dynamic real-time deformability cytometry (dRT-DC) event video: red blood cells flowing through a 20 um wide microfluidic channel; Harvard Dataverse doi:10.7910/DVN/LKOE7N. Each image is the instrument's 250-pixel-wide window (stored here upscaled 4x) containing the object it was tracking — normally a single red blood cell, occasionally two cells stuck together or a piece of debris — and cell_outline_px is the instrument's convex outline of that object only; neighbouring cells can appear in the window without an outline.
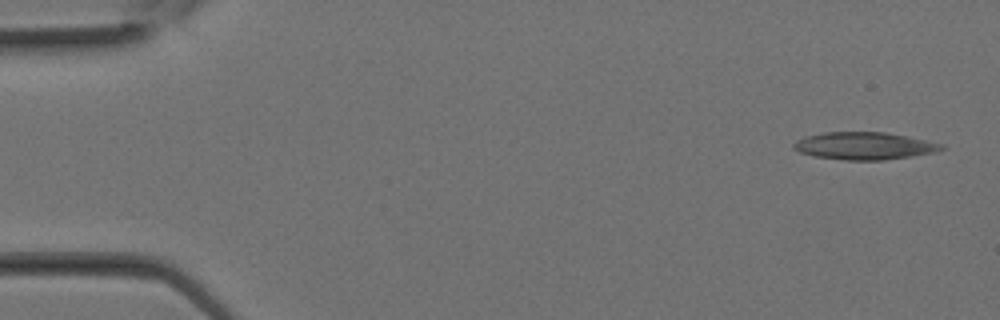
{"species": "Egyptian fruit bat (a non-hibernating species)", "species_latin": "Rousettus aegyptiacus", "temperature_condition": "room temperature", "stored_images_in_passage": 16, "camera_frame_rate_fps": 3000, "um_per_image_px": 0.085, "animal": {"sex": "female"}, "frame": {"image": 1, "passage_image": 1, "time_ms": 0.0, "image_size_px": [1000, 320], "cell_outline_px": [[944, 148], [936, 152], [912, 156], [884, 160], [844, 160], [812, 156], [800, 152], [792, 148], [792, 144], [796, 140], [804, 136], [824, 132], [884, 132], [944, 144]], "centroid_in_image_um": [73.41, 12.4], "position_along_channel_um": 11.6, "area_um2": 23.64}}
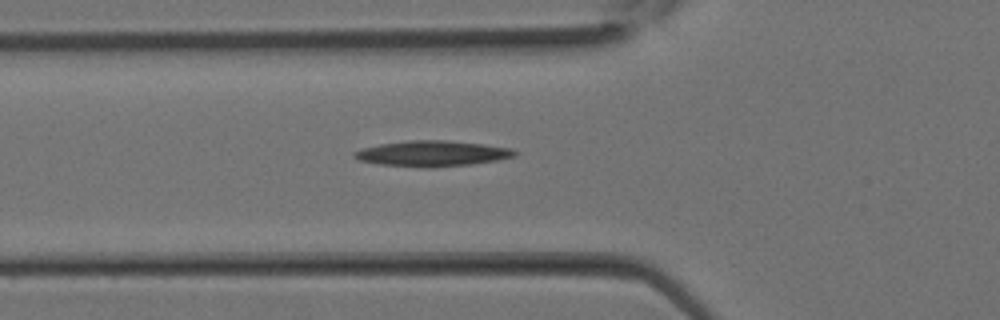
{"frame": {"image": 2, "passage_image": 10, "time_ms": 3.0, "image_size_px": [1000, 320], "cell_outline_px": [[520, 152], [516, 156], [496, 160], [472, 164], [428, 168], [424, 168], [380, 164], [356, 160], [352, 156], [352, 152], [360, 148], [380, 144], [412, 140], [448, 140], [512, 148]], "centroid_in_image_um": [36.71, 13.05], "position_along_channel_um": 89.1, "area_um2": 24.16}}
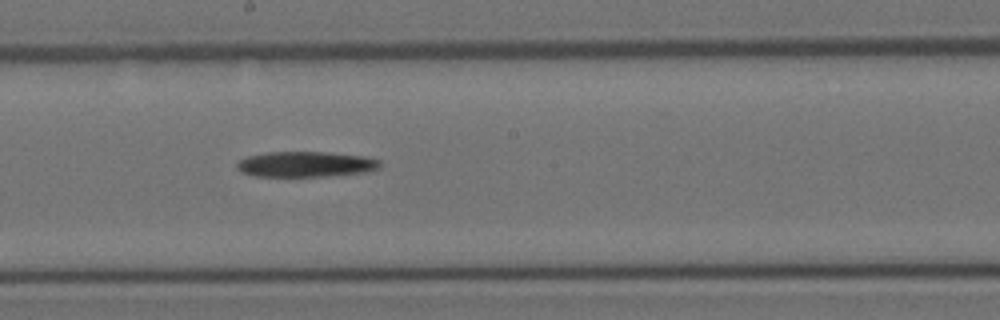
{"frame": {"image": 3, "passage_image": 16, "time_ms": 5.0, "image_size_px": [1000, 320], "cell_outline_px": [[380, 168], [364, 172], [320, 176], [256, 176], [240, 172], [236, 168], [236, 164], [240, 160], [248, 156], [268, 152], [328, 152], [364, 156], [380, 160]], "centroid_in_image_um": [25.96, 13.95], "position_along_channel_um": 222.2, "area_um2": 21.1}}